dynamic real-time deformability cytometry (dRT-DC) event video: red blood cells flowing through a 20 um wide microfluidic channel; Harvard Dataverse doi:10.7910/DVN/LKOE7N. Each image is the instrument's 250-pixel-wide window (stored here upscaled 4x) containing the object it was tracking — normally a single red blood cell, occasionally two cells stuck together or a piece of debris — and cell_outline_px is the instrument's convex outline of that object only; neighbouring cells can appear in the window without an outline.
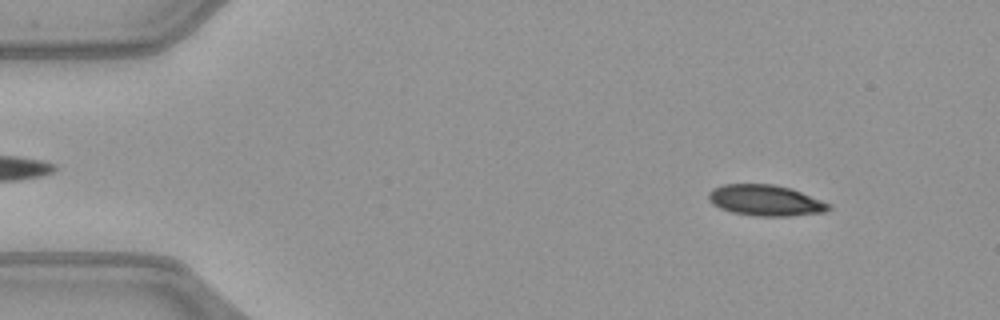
{"species": "common noctule bat (a hibernating species)", "species_latin": "Nyctalus noctula", "temperature_condition": "warm", "stored_images_in_passage": 50, "camera_frame_rate_fps": 3000, "um_per_image_px": 0.085, "animal": {"sex": "female", "body_mass_g": 21.9}, "frame": {"image": 1, "passage_image": 5, "time_ms": 1.333, "image_size_px": [1000, 320], "cell_outline_px": [[832, 208], [824, 212], [788, 216], [760, 216], [732, 212], [720, 208], [712, 204], [708, 196], [708, 192], [712, 188], [724, 184], [776, 184], [792, 188], [832, 204]], "centroid_in_image_um": [65.09, 17.02], "position_along_channel_um": 19.9, "area_um2": 21.79}}
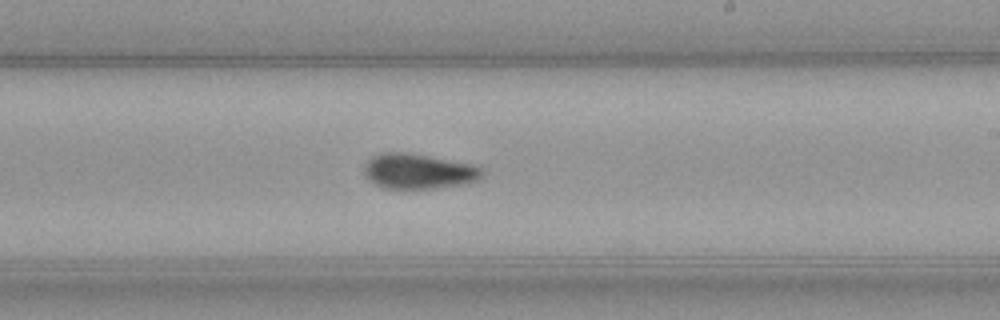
{"frame": {"image": 2, "passage_image": 29, "time_ms": 9.333, "image_size_px": [1000, 320], "cell_outline_px": [[484, 176], [480, 180], [464, 184], [432, 188], [384, 188], [368, 180], [364, 176], [364, 164], [372, 156], [380, 152], [408, 152], [472, 164], [484, 168]], "centroid_in_image_um": [35.58, 14.55], "position_along_channel_um": 253.4, "area_um2": 24.45}}
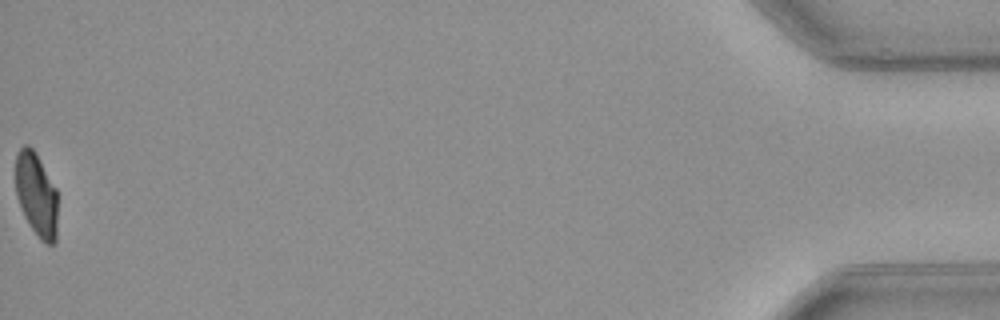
{"frame": {"image": 3, "passage_image": 50, "time_ms": 16.333, "image_size_px": [1000, 320], "cell_outline_px": [[56, 240], [52, 244], [48, 244], [40, 240], [24, 216], [16, 196], [16, 152], [24, 144], [28, 144], [36, 152], [56, 188]], "centroid_in_image_um": [3.07, 16.5], "position_along_channel_um": 432.1, "area_um2": 20.46}, "authors_computed_cell_mechanics": {"area_um2": 22.7732, "velocity_mm_per_s": 4.0645, "shape_relaxation_time_tau1_ms": 5.6716, "shape_relaxation_time_tau2_ms": 2.4096, "deformation_change_tau1": 0.1962, "deformation_change_tau2": 0.0646}}